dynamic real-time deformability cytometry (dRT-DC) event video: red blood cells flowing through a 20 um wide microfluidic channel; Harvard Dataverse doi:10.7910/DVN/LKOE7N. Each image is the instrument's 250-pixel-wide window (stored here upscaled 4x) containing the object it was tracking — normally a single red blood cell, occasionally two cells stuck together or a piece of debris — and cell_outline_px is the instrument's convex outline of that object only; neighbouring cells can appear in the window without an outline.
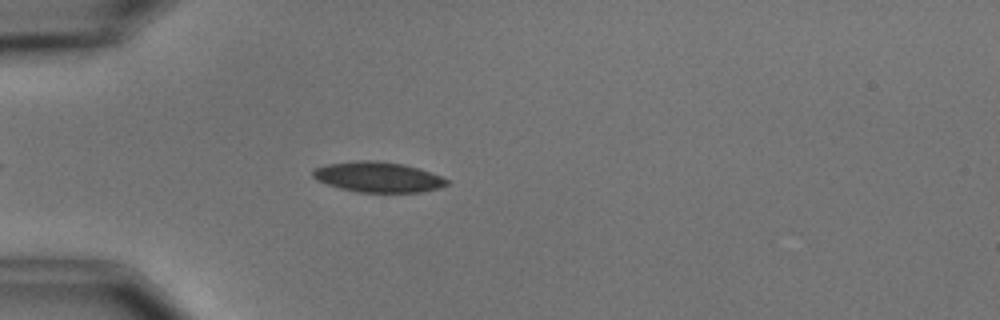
{"species": "common noctule bat (a hibernating species)", "species_latin": "Nyctalus noctula", "temperature_condition": "cold", "stored_images_in_passage": 3, "camera_frame_rate_fps": 3000, "um_per_image_px": 0.085, "animal": {"sex": "male", "body_mass_g": 15.6}, "frame": {"image": 1, "passage_image": 2, "time_ms": 1.333, "image_size_px": [1000, 320], "cell_outline_px": [[448, 184], [440, 188], [420, 192], [356, 192], [340, 188], [316, 180], [312, 176], [312, 172], [316, 168], [324, 164], [352, 160], [376, 160], [404, 164], [420, 168], [440, 176], [448, 180]], "centroid_in_image_um": [32.11, 15.03], "position_along_channel_um": 52.9, "area_um2": 23.87}}